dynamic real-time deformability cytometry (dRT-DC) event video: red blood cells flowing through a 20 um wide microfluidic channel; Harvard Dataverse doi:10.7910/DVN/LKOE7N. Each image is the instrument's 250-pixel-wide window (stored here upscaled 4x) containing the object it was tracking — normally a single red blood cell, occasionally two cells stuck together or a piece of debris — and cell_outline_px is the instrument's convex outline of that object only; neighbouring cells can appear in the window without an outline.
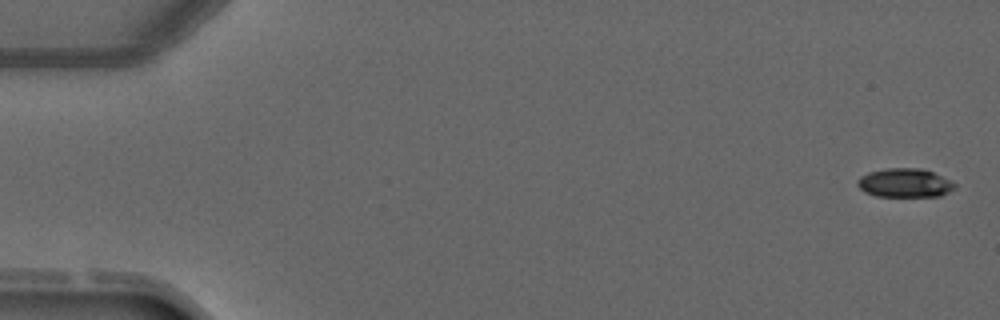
{"species": "common noctule bat (a hibernating species)", "species_latin": "Nyctalus noctula", "temperature_condition": "warm", "stored_images_in_passage": 5, "camera_frame_rate_fps": 3000, "um_per_image_px": 0.085, "animal": {"sex": "male", "forearm_length_mm": 52.5}, "frame": {"image": 1, "passage_image": 1, "time_ms": 0.0, "image_size_px": [1000, 320], "cell_outline_px": [[956, 188], [940, 196], [876, 196], [864, 192], [856, 184], [856, 180], [860, 176], [868, 172], [884, 168], [920, 168], [932, 172], [956, 184]], "centroid_in_image_um": [76.85, 15.54], "position_along_channel_um": 8.1, "area_um2": 16.36}}